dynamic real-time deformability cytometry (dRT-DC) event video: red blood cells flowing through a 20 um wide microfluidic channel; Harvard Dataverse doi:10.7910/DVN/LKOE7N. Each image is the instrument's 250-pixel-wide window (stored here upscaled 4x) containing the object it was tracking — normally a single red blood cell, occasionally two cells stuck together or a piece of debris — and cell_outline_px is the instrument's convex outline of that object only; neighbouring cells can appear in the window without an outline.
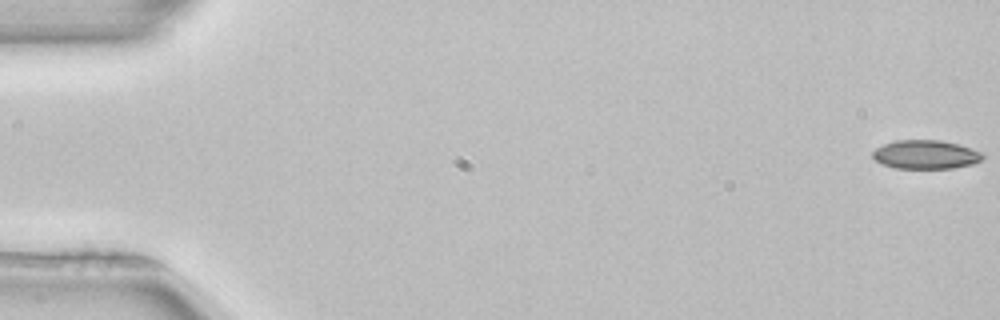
{"species": "common noctule bat (a hibernating species)", "species_latin": "Nyctalus noctula", "temperature_condition": "room temperature", "stored_images_in_passage": 53, "camera_frame_rate_fps": 3000, "um_per_image_px": 0.085, "animal": {"sex": "female", "body_mass_g": 22.7, "forearm_length_mm": 54.2}, "frame": {"image": 1, "passage_image": 1, "time_ms": 0.0, "image_size_px": [1000, 320], "cell_outline_px": [[984, 156], [976, 164], [952, 168], [896, 168], [880, 164], [872, 156], [872, 152], [876, 148], [884, 144], [896, 140], [940, 140], [956, 144], [984, 152]], "centroid_in_image_um": [78.69, 13.14], "position_along_channel_um": 6.3, "area_um2": 18.5}}
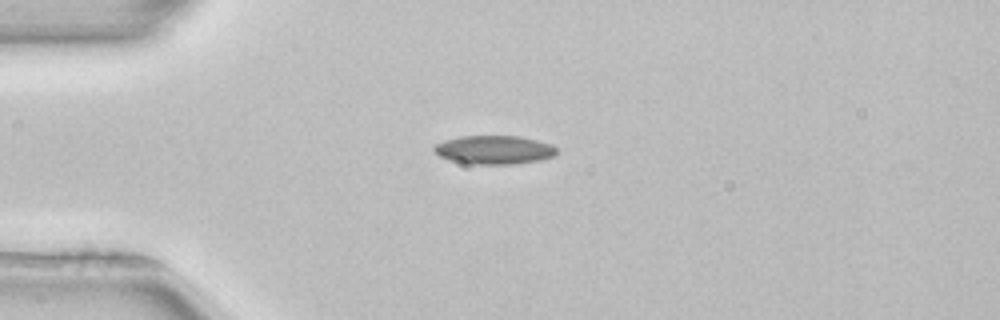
{"frame": {"image": 2, "passage_image": 14, "time_ms": 4.333, "image_size_px": [1000, 320], "cell_outline_px": [[556, 156], [536, 160], [512, 164], [468, 164], [448, 160], [440, 156], [432, 148], [436, 144], [444, 140], [460, 136], [520, 136], [552, 144], [556, 148]], "centroid_in_image_um": [41.98, 12.73], "position_along_channel_um": 43.0, "area_um2": 20.46}}
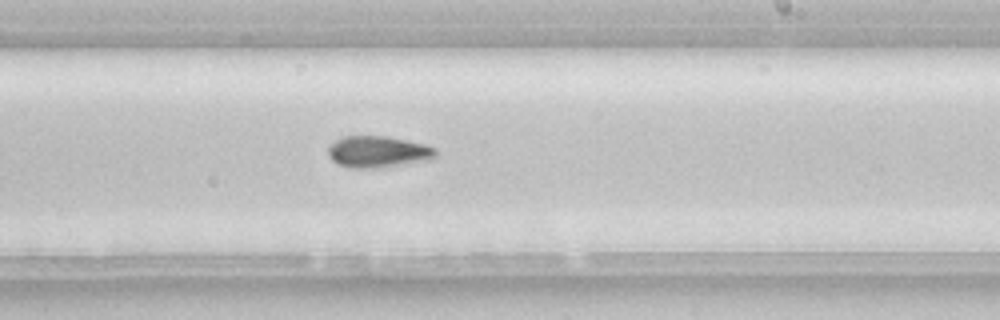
{"frame": {"image": 3, "passage_image": 32, "time_ms": 10.333, "image_size_px": [1000, 320], "cell_outline_px": [[436, 156], [428, 160], [388, 168], [348, 168], [336, 164], [328, 156], [328, 148], [336, 140], [344, 136], [384, 136], [408, 140], [424, 144], [436, 148]], "centroid_in_image_um": [32.13, 12.92], "position_along_channel_um": 256.9, "area_um2": 20.11}}